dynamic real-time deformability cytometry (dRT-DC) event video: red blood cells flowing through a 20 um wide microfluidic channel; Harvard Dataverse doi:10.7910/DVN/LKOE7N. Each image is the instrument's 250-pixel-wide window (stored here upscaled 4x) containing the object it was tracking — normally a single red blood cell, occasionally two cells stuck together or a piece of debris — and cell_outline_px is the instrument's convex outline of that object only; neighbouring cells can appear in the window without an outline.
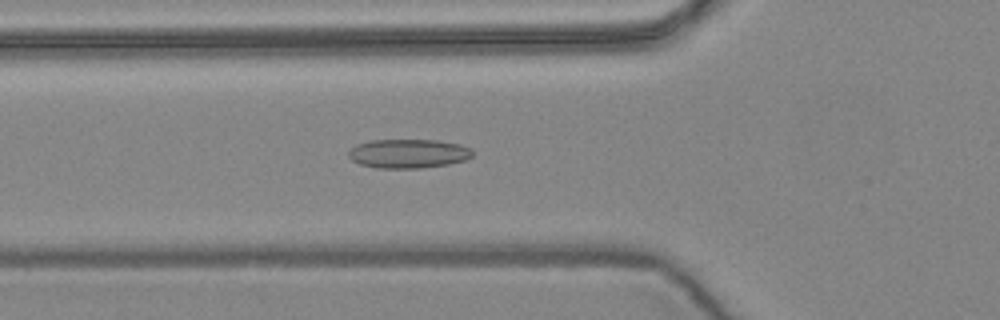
{"species": "common noctule bat (a hibernating species)", "species_latin": "Nyctalus noctula", "temperature_condition": "warm", "stored_images_in_passage": 39, "camera_frame_rate_fps": 3000, "um_per_image_px": 0.085, "animal": {"sex": "female", "body_mass_g": 24.6, "forearm_length_mm": 56.2}, "frame": {"image": 1, "passage_image": 2, "time_ms": 0.333, "image_size_px": [1000, 320], "cell_outline_px": [[472, 156], [464, 160], [448, 164], [420, 168], [376, 168], [360, 164], [352, 160], [348, 156], [348, 152], [356, 144], [372, 140], [436, 140], [460, 144], [472, 148]], "centroid_in_image_um": [34.7, 13.05], "position_along_channel_um": 91.1, "area_um2": 20.98}}
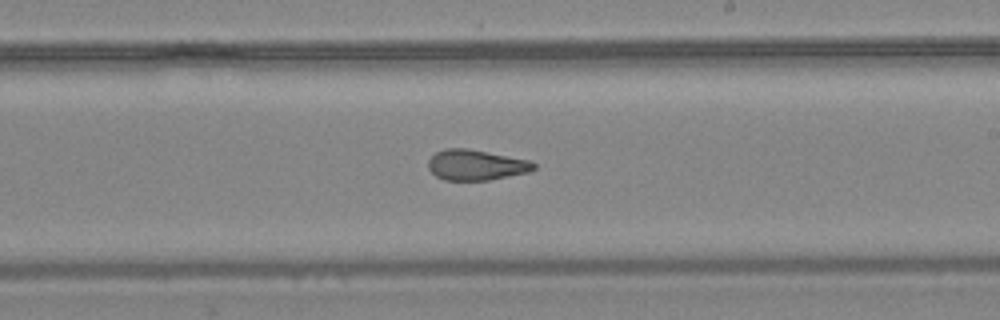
{"frame": {"image": 2, "passage_image": 15, "time_ms": 4.667, "image_size_px": [1000, 320], "cell_outline_px": [[536, 168], [528, 172], [488, 180], [444, 180], [436, 176], [428, 168], [428, 160], [436, 152], [444, 148], [468, 148], [532, 160], [536, 164]], "centroid_in_image_um": [40.47, 14.01], "position_along_channel_um": 248.5, "area_um2": 18.9}}
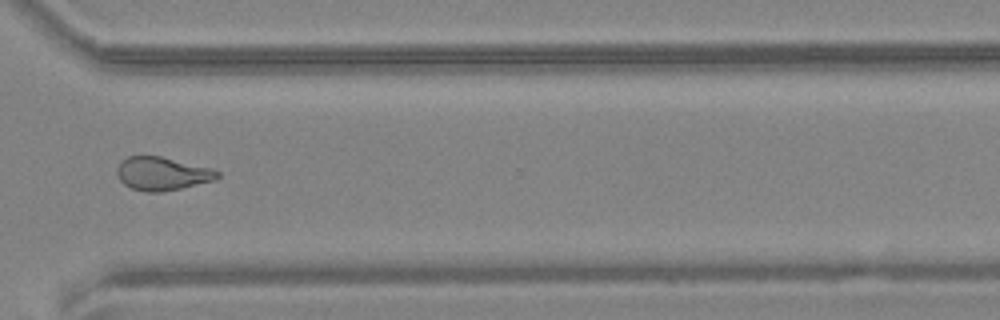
{"frame": {"image": 3, "passage_image": 24, "time_ms": 7.667, "image_size_px": [1000, 320], "cell_outline_px": [[220, 176], [216, 180], [180, 188], [160, 192], [144, 192], [132, 188], [124, 184], [120, 180], [116, 172], [116, 168], [120, 160], [128, 156], [160, 156], [212, 168], [220, 172]], "centroid_in_image_um": [13.77, 14.75], "position_along_channel_um": 356.8, "area_um2": 19.59}}